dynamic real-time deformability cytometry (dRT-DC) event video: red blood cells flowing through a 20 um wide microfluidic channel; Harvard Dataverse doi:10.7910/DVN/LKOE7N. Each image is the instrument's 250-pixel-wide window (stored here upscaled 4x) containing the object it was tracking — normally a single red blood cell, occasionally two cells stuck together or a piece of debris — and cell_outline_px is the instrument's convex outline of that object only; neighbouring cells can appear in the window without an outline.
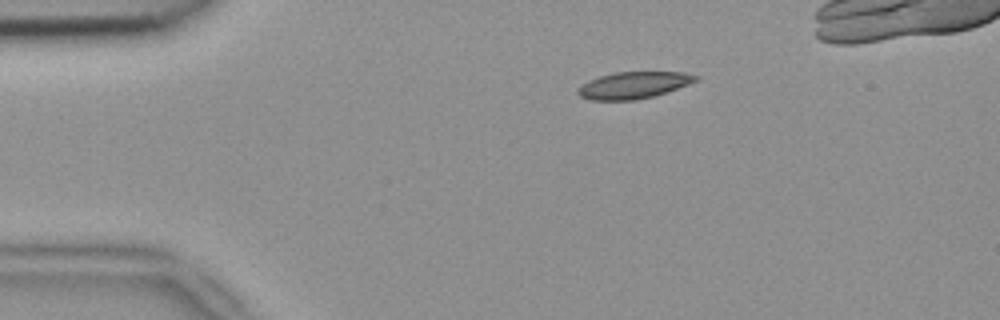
{"species": "common noctule bat (a hibernating species)", "species_latin": "Nyctalus noctula", "temperature_condition": "room temperature", "stored_images_in_passage": 40, "camera_frame_rate_fps": 3000, "um_per_image_px": 0.085, "animal": {"sex": "female", "body_mass_g": 18.4}, "frame": {"image": 1, "passage_image": 1, "time_ms": 0.0, "image_size_px": [1000, 320], "cell_outline_px": [[700, 80], [652, 96], [632, 100], [592, 100], [580, 96], [576, 92], [576, 88], [588, 80], [600, 76], [616, 72], [684, 72], [700, 76]], "centroid_in_image_um": [53.83, 7.23], "position_along_channel_um": 31.2, "area_um2": 18.26}}
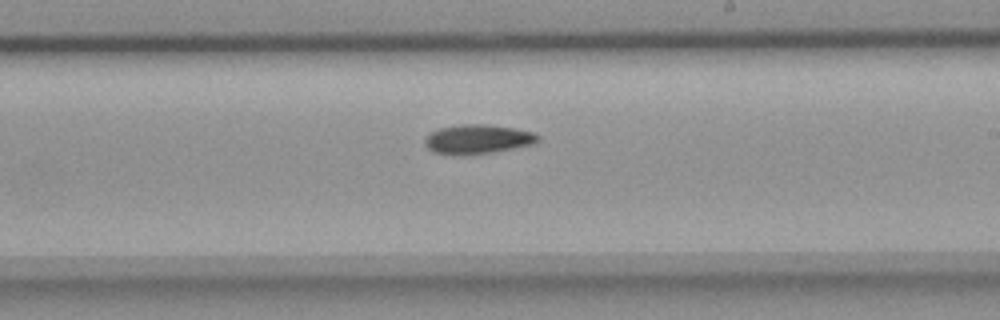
{"frame": {"image": 2, "passage_image": 22, "time_ms": 7.0, "image_size_px": [1000, 320], "cell_outline_px": [[540, 140], [532, 144], [492, 152], [432, 152], [424, 144], [424, 140], [432, 132], [440, 128], [460, 124], [484, 124], [512, 128], [532, 132], [540, 136]], "centroid_in_image_um": [40.63, 11.78], "position_along_channel_um": 248.4, "area_um2": 18.32}}
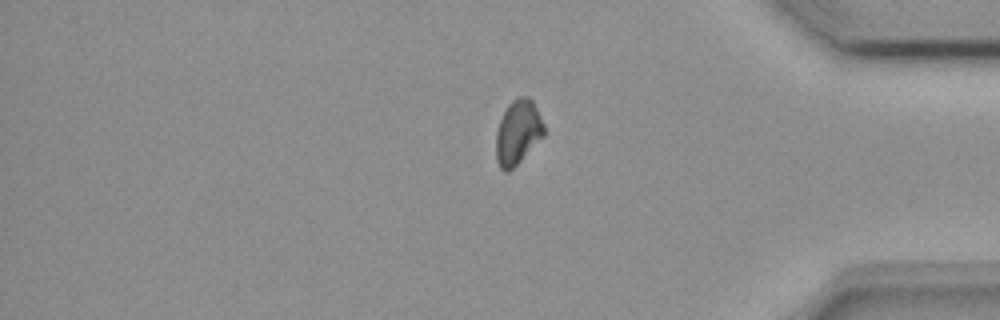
{"frame": {"image": 3, "passage_image": 35, "time_ms": 11.333, "image_size_px": [1000, 320], "cell_outline_px": [[544, 136], [508, 172], [504, 172], [500, 168], [496, 160], [496, 132], [500, 120], [508, 104], [516, 96], [528, 96], [532, 100], [544, 124]], "centroid_in_image_um": [44.01, 11.22], "position_along_channel_um": 391.2, "area_um2": 17.92}}